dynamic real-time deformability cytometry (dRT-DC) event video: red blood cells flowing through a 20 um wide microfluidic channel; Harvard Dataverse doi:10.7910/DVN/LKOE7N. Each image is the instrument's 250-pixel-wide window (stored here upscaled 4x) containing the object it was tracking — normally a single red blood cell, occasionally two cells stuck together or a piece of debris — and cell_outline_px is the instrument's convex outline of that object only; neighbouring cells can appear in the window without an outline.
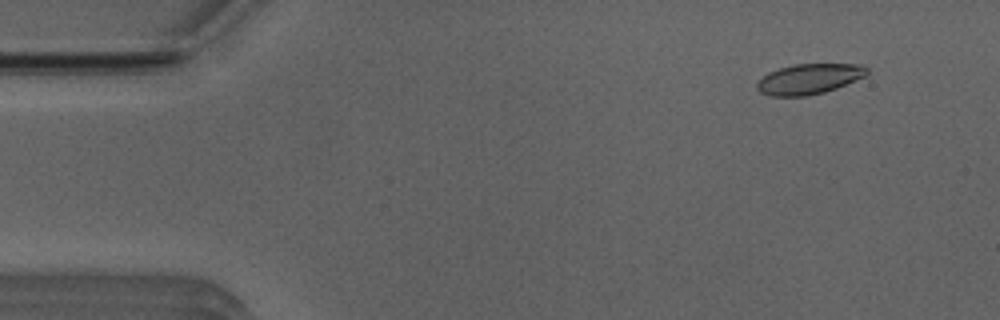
{"species": "Egyptian fruit bat (a non-hibernating species)", "species_latin": "Rousettus aegyptiacus", "temperature_condition": "room temperature", "stored_images_in_passage": 15, "camera_frame_rate_fps": 3000, "um_per_image_px": 0.085, "animal": {"sex": "male"}, "frame": {"image": 1, "passage_image": 5, "time_ms": 1.333, "image_size_px": [1000, 320], "cell_outline_px": [[868, 76], [836, 88], [824, 92], [808, 96], [768, 96], [760, 92], [756, 88], [756, 84], [768, 72], [792, 64], [860, 64], [868, 68]], "centroid_in_image_um": [68.79, 6.71], "position_along_channel_um": 16.2, "area_um2": 19.59}}